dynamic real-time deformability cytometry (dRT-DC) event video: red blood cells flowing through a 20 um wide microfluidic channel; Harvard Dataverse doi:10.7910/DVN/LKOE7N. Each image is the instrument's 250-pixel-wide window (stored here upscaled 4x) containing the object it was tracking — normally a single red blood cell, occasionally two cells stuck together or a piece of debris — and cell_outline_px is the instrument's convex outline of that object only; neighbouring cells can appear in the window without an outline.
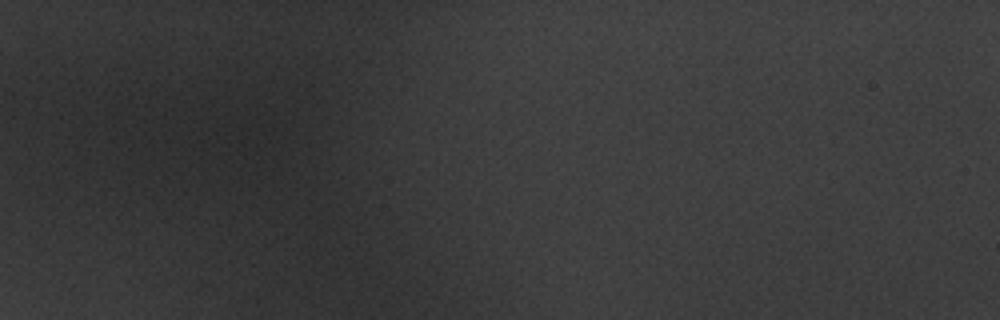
{"species": "common noctule bat (a hibernating species)", "species_latin": "Nyctalus noctula", "temperature_condition": "warm", "stored_images_in_passage": 6, "camera_frame_rate_fps": 3000, "um_per_image_px": 0.085, "animal": {"sex": "male", "body_mass_g": 20.1, "forearm_length_mm": 53.5}, "frame": {"image": 1, "passage_image": 3, "time_ms": 0.667, "image_size_px": [1000, 320], "cell_outline_px": [[316, 140], [312, 152], [308, 160], [288, 180], [280, 180], [268, 176], [252, 168], [224, 152], [224, 132], [240, 116], [272, 108], [292, 116], [308, 128]], "centroid_in_image_um": [22.95, 12.15], "position_along_channel_um": 62.1, "area_um2": 33.12}}